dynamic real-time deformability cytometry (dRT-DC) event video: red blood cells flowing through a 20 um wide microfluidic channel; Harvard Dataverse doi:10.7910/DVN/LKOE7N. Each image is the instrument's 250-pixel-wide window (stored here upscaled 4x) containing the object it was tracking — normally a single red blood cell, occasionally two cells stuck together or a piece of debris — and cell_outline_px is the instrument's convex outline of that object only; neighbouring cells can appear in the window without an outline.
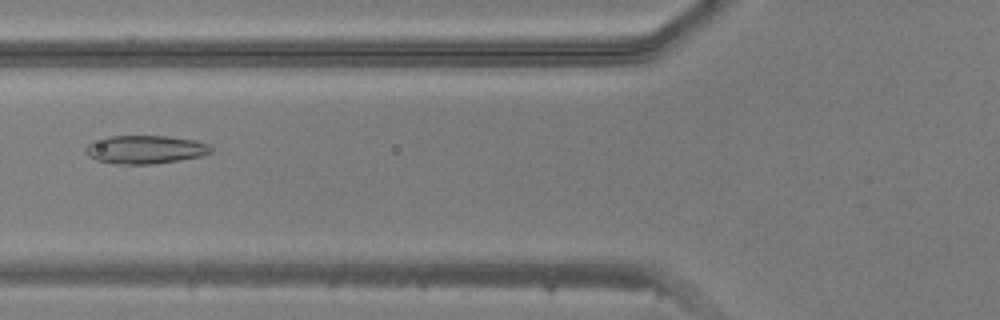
{"species": "common noctule bat (a hibernating species)", "species_latin": "Nyctalus noctula", "temperature_condition": "warm", "stored_images_in_passage": 49, "camera_frame_rate_fps": 3000, "um_per_image_px": 0.085, "animal": {"sex": "male", "body_mass_g": 20.5, "forearm_length_mm": 52.5}, "frame": {"image": 1, "passage_image": 19, "time_ms": 6.0, "image_size_px": [1000, 320], "cell_outline_px": [[212, 152], [200, 156], [180, 160], [152, 164], [128, 164], [96, 160], [88, 156], [84, 148], [92, 140], [108, 136], [168, 136], [196, 140], [208, 144], [212, 148]], "centroid_in_image_um": [12.34, 12.69], "position_along_channel_um": 113.5, "area_um2": 20.69}}
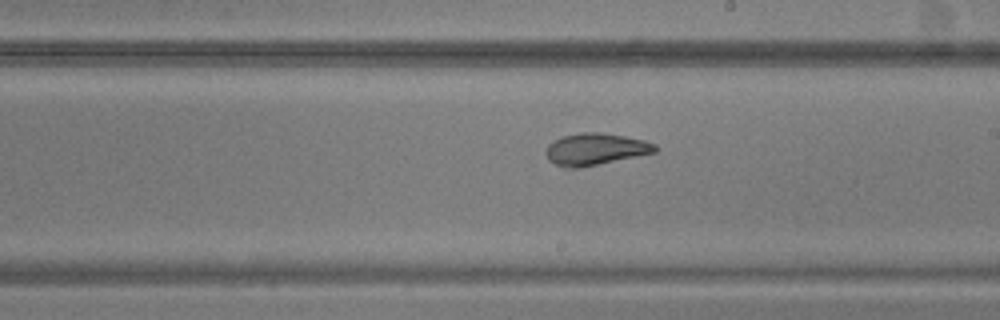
{"frame": {"image": 2, "passage_image": 28, "time_ms": 9.0, "image_size_px": [1000, 320], "cell_outline_px": [[660, 148], [656, 152], [580, 168], [568, 168], [556, 164], [548, 160], [544, 152], [548, 144], [564, 136], [580, 132], [596, 132], [624, 136], [644, 140], [656, 144]], "centroid_in_image_um": [50.62, 12.68], "position_along_channel_um": 238.4, "area_um2": 20.23}}
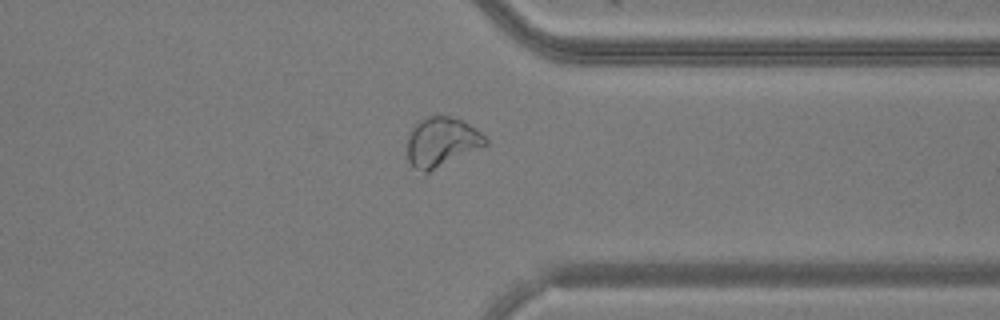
{"frame": {"image": 3, "passage_image": 38, "time_ms": 12.333, "image_size_px": [1000, 320], "cell_outline_px": [[488, 144], [428, 172], [424, 172], [416, 168], [408, 160], [408, 136], [412, 128], [420, 120], [428, 116], [448, 116], [464, 120], [476, 128], [488, 140]], "centroid_in_image_um": [37.55, 12.04], "position_along_channel_um": 373.8, "area_um2": 22.2}}